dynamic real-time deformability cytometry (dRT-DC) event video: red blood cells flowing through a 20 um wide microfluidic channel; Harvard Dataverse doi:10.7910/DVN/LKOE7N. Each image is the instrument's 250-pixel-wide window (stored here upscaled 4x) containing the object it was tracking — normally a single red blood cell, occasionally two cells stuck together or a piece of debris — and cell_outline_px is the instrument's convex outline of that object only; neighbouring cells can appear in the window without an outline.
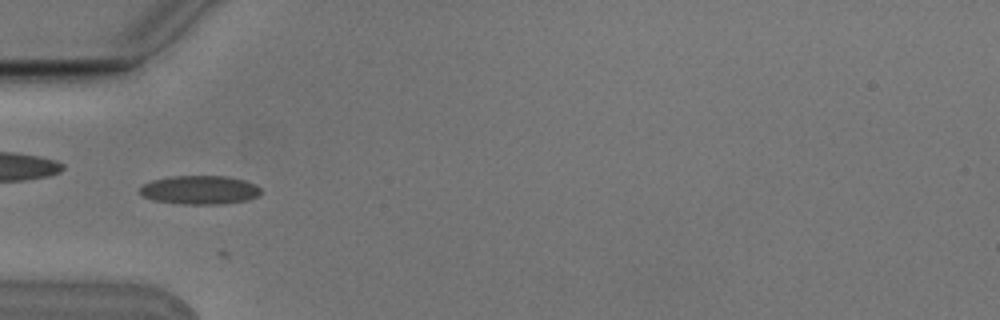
{"species": "Egyptian fruit bat (a non-hibernating species)", "species_latin": "Rousettus aegyptiacus", "temperature_condition": "cold", "stored_images_in_passage": 5, "camera_frame_rate_fps": 3000, "um_per_image_px": 0.085, "animal": {"sex": "male"}, "frame": {"image": 1, "passage_image": 4, "time_ms": 1.0, "image_size_px": [1000, 320], "cell_outline_px": [[260, 192], [256, 196], [248, 200], [224, 204], [180, 204], [152, 200], [136, 192], [144, 184], [152, 180], [172, 176], [228, 176], [244, 180], [256, 184], [260, 188]], "centroid_in_image_um": [16.96, 16.15], "position_along_channel_um": 68.0, "area_um2": 20.4}}